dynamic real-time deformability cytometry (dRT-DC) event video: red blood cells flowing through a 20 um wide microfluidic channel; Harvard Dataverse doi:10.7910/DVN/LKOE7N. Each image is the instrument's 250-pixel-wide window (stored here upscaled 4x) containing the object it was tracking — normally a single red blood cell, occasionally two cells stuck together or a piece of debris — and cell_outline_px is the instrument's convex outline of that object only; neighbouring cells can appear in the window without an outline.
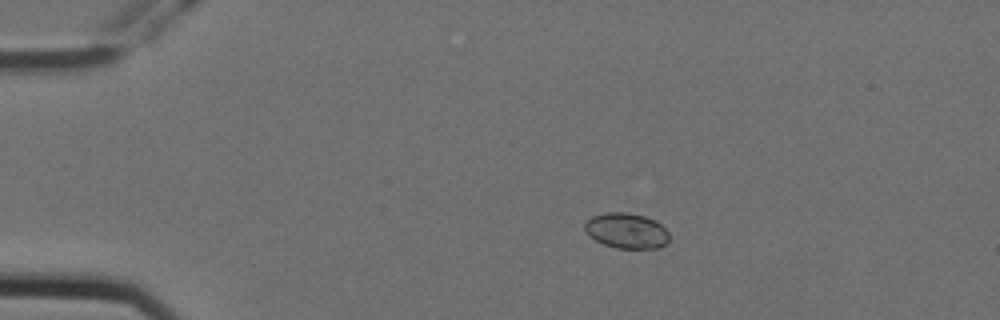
{"species": "Egyptian fruit bat (a non-hibernating species)", "species_latin": "Rousettus aegyptiacus", "temperature_condition": "cold", "stored_images_in_passage": 5, "camera_frame_rate_fps": 3000, "um_per_image_px": 0.085, "animal": {"sex": "female"}, "frame": {"image": 1, "passage_image": 2, "time_ms": 0.333, "image_size_px": [1000, 320], "cell_outline_px": [[668, 240], [660, 248], [616, 248], [604, 244], [588, 236], [584, 228], [584, 224], [592, 216], [608, 212], [628, 212], [644, 216], [656, 220], [668, 232]], "centroid_in_image_um": [53.24, 19.6], "position_along_channel_um": 31.8, "area_um2": 17.4}}
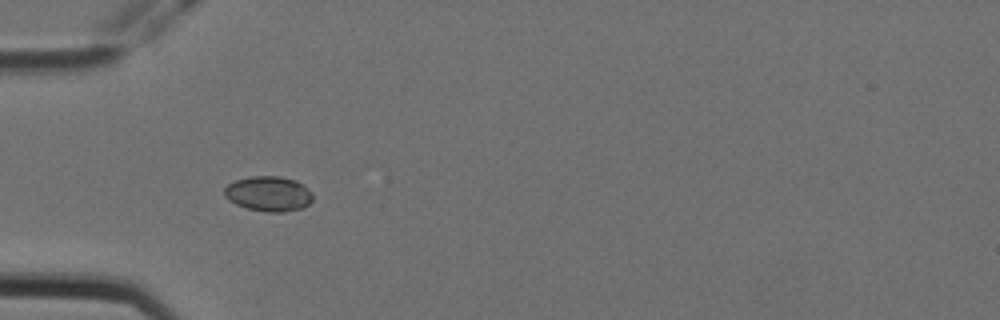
{"frame": {"image": 2, "passage_image": 4, "time_ms": 1.0, "image_size_px": [1000, 320], "cell_outline_px": [[312, 200], [304, 208], [284, 212], [268, 212], [248, 208], [236, 204], [228, 200], [224, 196], [224, 188], [228, 184], [236, 180], [252, 176], [280, 176], [296, 180], [312, 192]], "centroid_in_image_um": [22.83, 16.47], "position_along_channel_um": 62.2, "area_um2": 18.09}}
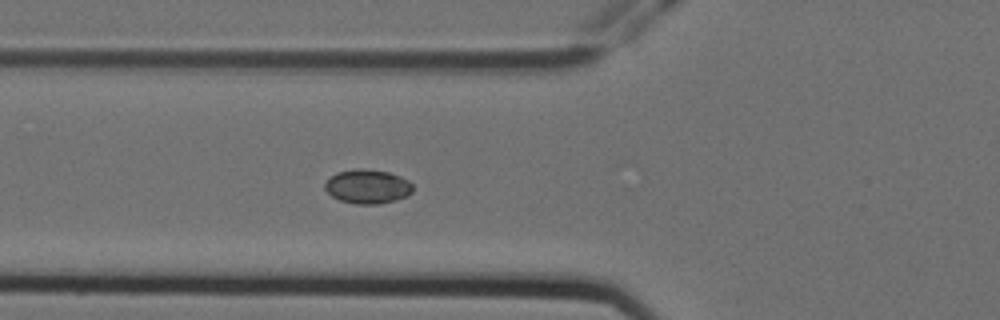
{"frame": {"image": 3, "passage_image": 5, "time_ms": 1.333, "image_size_px": [1000, 320], "cell_outline_px": [[412, 192], [408, 196], [396, 200], [380, 204], [356, 204], [340, 200], [332, 196], [324, 188], [324, 184], [336, 172], [356, 168], [364, 168], [388, 172], [400, 176], [408, 180], [412, 184]], "centroid_in_image_um": [31.25, 15.85], "position_along_channel_um": 94.5, "area_um2": 17.57}}